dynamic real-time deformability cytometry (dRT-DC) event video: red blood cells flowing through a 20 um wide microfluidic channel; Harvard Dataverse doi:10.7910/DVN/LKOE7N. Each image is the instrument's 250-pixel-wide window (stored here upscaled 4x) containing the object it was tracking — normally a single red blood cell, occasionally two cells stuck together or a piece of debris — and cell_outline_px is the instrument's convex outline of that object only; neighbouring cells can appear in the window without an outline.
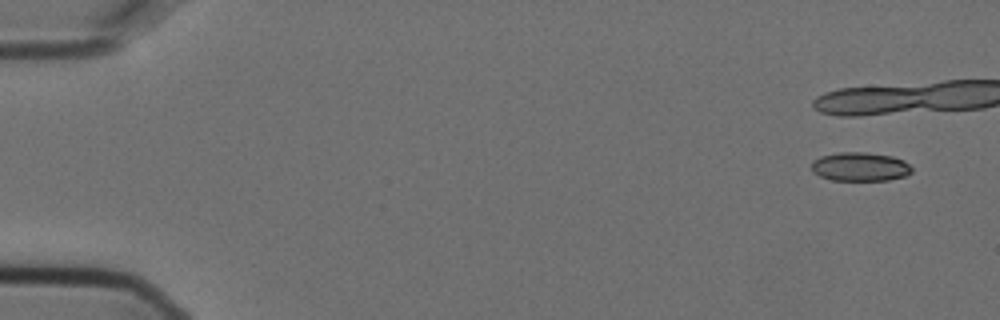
{"species": "Egyptian fruit bat (a non-hibernating species)", "species_latin": "Rousettus aegyptiacus", "temperature_condition": "cold", "stored_images_in_passage": 5, "camera_frame_rate_fps": 3000, "um_per_image_px": 0.085, "animal": {"sex": "female"}, "frame": {"image": 1, "passage_image": 1, "time_ms": 0.0, "image_size_px": [1000, 320], "cell_outline_px": [[912, 172], [904, 176], [888, 180], [832, 180], [820, 176], [812, 172], [812, 160], [820, 156], [840, 152], [864, 152], [892, 156], [904, 160], [912, 168]], "centroid_in_image_um": [73.09, 14.17], "position_along_channel_um": 11.9, "area_um2": 16.88}}